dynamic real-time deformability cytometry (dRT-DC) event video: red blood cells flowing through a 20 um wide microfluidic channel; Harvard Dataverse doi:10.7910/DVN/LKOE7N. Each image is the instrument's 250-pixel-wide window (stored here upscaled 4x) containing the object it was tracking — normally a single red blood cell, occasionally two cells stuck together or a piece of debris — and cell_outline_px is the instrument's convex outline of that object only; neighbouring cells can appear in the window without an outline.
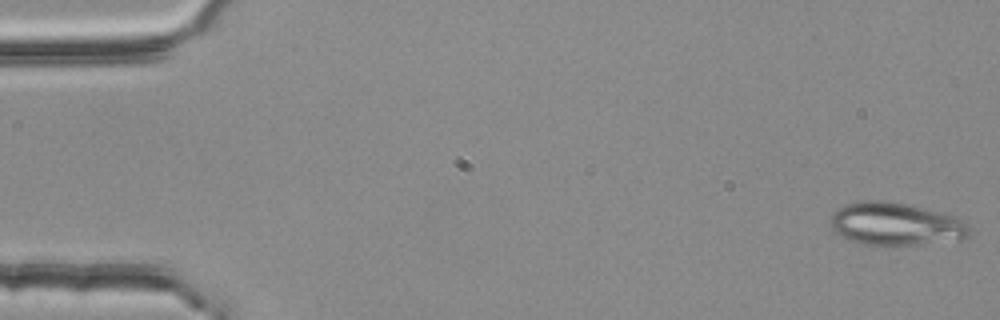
{"species": "common noctule bat (a hibernating species)", "species_latin": "Nyctalus noctula", "temperature_condition": "room temperature", "stored_images_in_passage": 3, "camera_frame_rate_fps": 3000, "um_per_image_px": 0.085, "animal": {"sex": "female", "body_mass_g": 25.1}, "frame": {"image": 1, "passage_image": 1, "time_ms": 0.0, "image_size_px": [1000, 320], "cell_outline_px": [[972, 228], [968, 236], [960, 240], [884, 248], [864, 244], [848, 240], [832, 232], [832, 212], [848, 204], [868, 200], [880, 200], [904, 204], [956, 216], [968, 224]], "centroid_in_image_um": [76.15, 19.1], "position_along_channel_um": 8.9, "area_um2": 35.14}}